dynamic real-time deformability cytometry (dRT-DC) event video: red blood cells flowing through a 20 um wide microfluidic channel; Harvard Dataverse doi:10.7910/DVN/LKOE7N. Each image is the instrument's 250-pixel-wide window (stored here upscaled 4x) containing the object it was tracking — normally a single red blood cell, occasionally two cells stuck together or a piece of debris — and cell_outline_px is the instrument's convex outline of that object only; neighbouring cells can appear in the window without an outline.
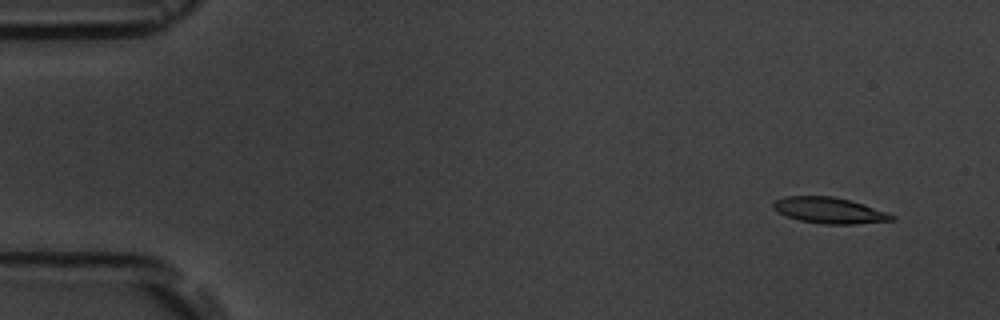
{"species": "common noctule bat (a hibernating species)", "species_latin": "Nyctalus noctula", "temperature_condition": "room temperature", "stored_images_in_passage": 16, "camera_frame_rate_fps": 3000, "um_per_image_px": 0.085, "animal": {"sex": "male", "body_mass_g": 19.5, "forearm_length_mm": 54.6}, "frame": {"image": 1, "passage_image": 1, "time_ms": 0.0, "image_size_px": [1000, 320], "cell_outline_px": [[896, 220], [856, 224], [824, 224], [800, 220], [776, 212], [772, 208], [772, 204], [776, 200], [784, 196], [832, 196], [864, 204], [888, 212], [896, 216]], "centroid_in_image_um": [70.51, 17.88], "position_along_channel_um": 14.5, "area_um2": 18.03}}
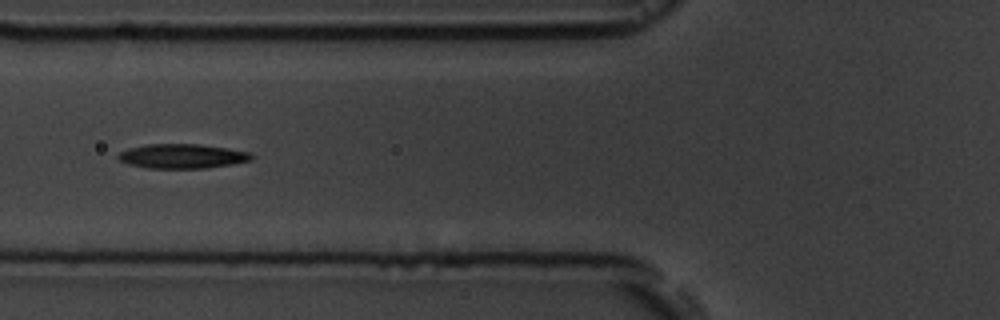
{"frame": {"image": 2, "passage_image": 6, "time_ms": 5.667, "image_size_px": [1000, 320], "cell_outline_px": [[252, 160], [232, 164], [208, 168], [148, 168], [128, 164], [120, 160], [116, 156], [120, 152], [128, 148], [148, 144], [200, 144], [248, 152], [252, 156]], "centroid_in_image_um": [15.45, 13.28], "position_along_channel_um": 110.4, "area_um2": 18.84}}
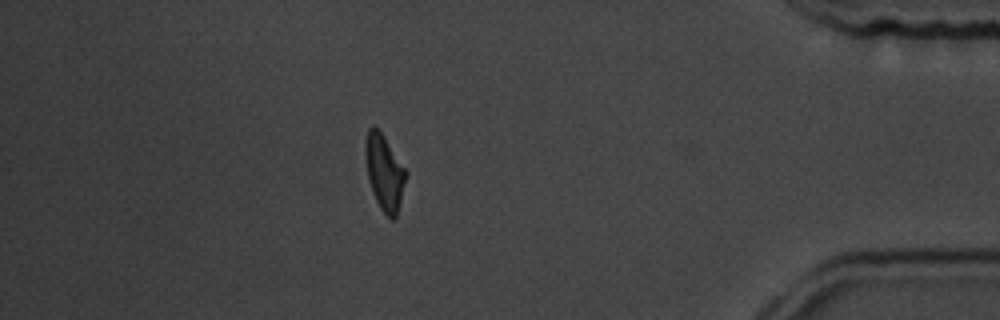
{"frame": {"image": 3, "passage_image": 14, "time_ms": 14.667, "image_size_px": [1000, 320], "cell_outline_px": [[408, 172], [396, 216], [392, 220], [380, 208], [372, 192], [368, 180], [364, 152], [364, 140], [368, 128], [372, 124], [384, 136]], "centroid_in_image_um": [32.65, 14.61], "position_along_channel_um": 402.6, "area_um2": 17.92}, "authors_computed_cell_mechanics": {"area_um2": 18.0625, "velocity_mm_per_s": 3.717, "shape_relaxation_time_tau1_ms": 2.6551, "shape_relaxation_time_tau2_ms": 4.1229, "deformation_change_tau1": 0.1105, "deformation_change_tau2": 0.1316}}